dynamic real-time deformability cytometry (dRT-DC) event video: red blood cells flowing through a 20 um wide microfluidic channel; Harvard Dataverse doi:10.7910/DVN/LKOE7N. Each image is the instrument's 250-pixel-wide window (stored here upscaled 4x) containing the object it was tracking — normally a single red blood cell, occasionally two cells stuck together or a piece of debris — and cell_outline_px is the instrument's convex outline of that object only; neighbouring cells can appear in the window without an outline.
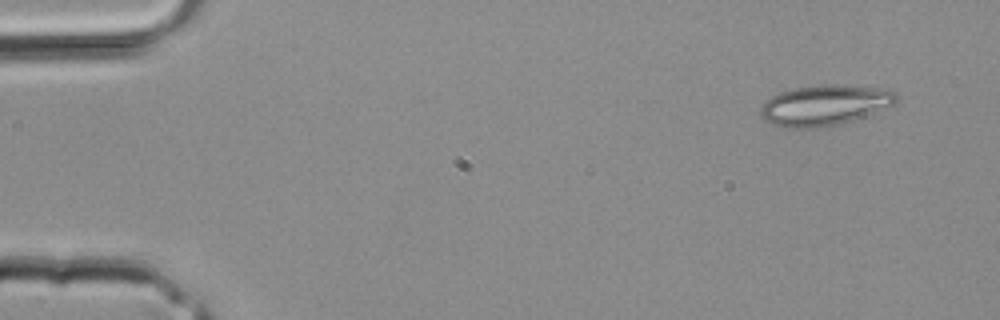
{"species": "common noctule bat (a hibernating species)", "species_latin": "Nyctalus noctula", "temperature_condition": "room temperature", "stored_images_in_passage": 3, "camera_frame_rate_fps": 3000, "um_per_image_px": 0.085, "animal": {"sex": "male", "body_mass_g": 20.4}, "frame": {"image": 1, "passage_image": 3, "time_ms": 0.667, "image_size_px": [1000, 320], "cell_outline_px": [[900, 100], [892, 104], [864, 116], [840, 124], [820, 128], [788, 128], [772, 124], [764, 120], [760, 116], [760, 104], [764, 100], [780, 92], [796, 88], [820, 84], [836, 84], [880, 88], [896, 92]], "centroid_in_image_um": [70.04, 8.94], "position_along_channel_um": 15.0, "area_um2": 32.19}}